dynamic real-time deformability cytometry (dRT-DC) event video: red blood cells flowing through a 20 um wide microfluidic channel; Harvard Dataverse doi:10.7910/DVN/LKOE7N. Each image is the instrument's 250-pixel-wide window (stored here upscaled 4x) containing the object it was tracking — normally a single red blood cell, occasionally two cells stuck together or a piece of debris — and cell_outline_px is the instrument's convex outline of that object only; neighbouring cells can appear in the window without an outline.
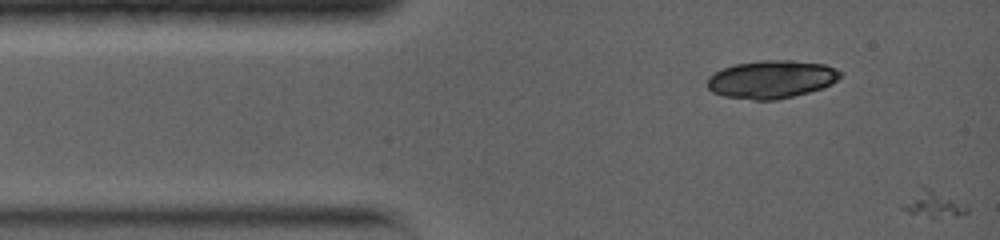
{"species": "common noctule bat (a hibernating species)", "species_latin": "Nyctalus noctula", "temperature_condition": "warm", "stored_images_in_passage": 5, "segment_of_instrument_passage": [2, 2], "camera_frame_rate_fps": 5000, "um_per_image_px": 0.085, "animal": {"sex": "female", "body_mass_g": 19.0, "forearm_length_mm": 56.7}, "frame": {"image": 1, "passage_image": 5, "time_ms": 1.2, "image_size_px": [1000, 240], "cell_outline_px": [[968, 212], [960, 216], [936, 220], [908, 212], [900, 208], [920, 184], [924, 184], [968, 208]], "centroid_in_image_um": [79.29, 17.38], "position_along_channel_um": 5.7, "area_um2": 10.06}}